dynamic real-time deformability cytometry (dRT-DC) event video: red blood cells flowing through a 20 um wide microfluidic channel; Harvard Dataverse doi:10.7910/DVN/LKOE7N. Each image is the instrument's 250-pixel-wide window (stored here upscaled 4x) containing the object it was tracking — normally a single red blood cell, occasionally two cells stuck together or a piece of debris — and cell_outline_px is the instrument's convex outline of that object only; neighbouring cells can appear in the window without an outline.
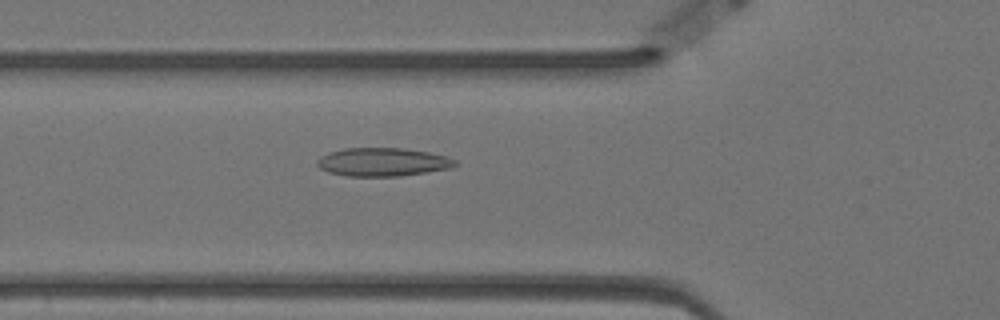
{"species": "Egyptian fruit bat (a non-hibernating species)", "species_latin": "Rousettus aegyptiacus", "temperature_condition": "warm", "stored_images_in_passage": 48, "camera_frame_rate_fps": 3000, "um_per_image_px": 0.085, "animal": {"sex": "female"}, "frame": {"image": 1, "passage_image": 10, "time_ms": 3.0, "image_size_px": [1000, 320], "cell_outline_px": [[456, 164], [452, 168], [428, 172], [400, 176], [348, 176], [328, 172], [320, 168], [316, 164], [316, 160], [320, 156], [328, 152], [344, 148], [404, 148], [428, 152], [444, 156], [456, 160]], "centroid_in_image_um": [32.5, 13.77], "position_along_channel_um": 93.3, "area_um2": 22.89}}
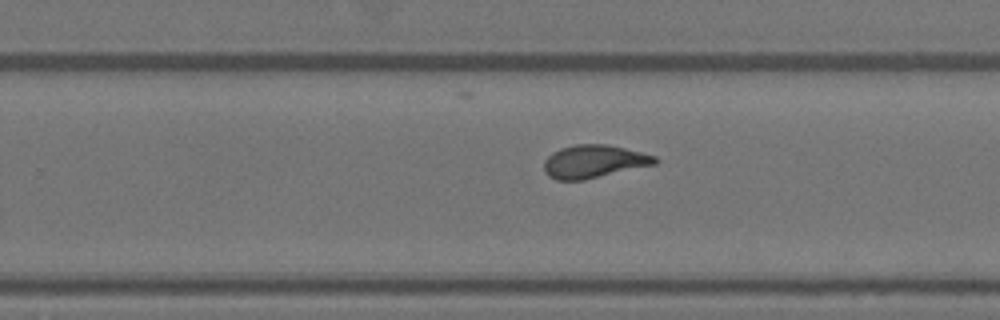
{"frame": {"image": 2, "passage_image": 26, "time_ms": 8.333, "image_size_px": [1000, 320], "cell_outline_px": [[660, 160], [656, 164], [584, 180], [556, 180], [548, 176], [544, 172], [544, 160], [552, 152], [560, 148], [576, 144], [608, 144], [656, 156]], "centroid_in_image_um": [50.47, 13.73], "position_along_channel_um": 279.3, "area_um2": 21.44}}
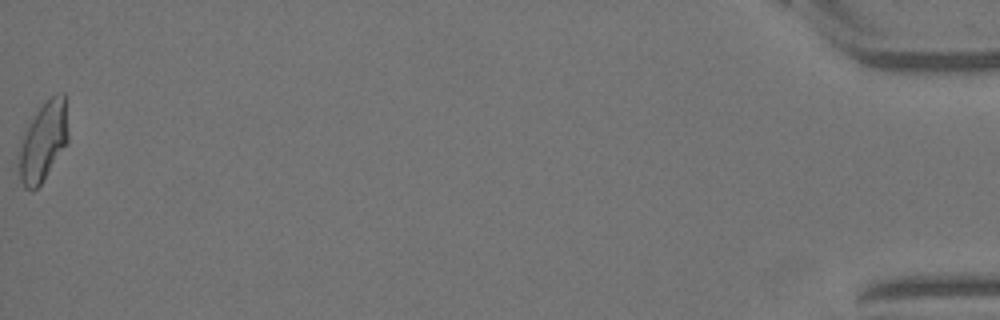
{"frame": {"image": 3, "passage_image": 48, "time_ms": 15.667, "image_size_px": [1000, 320], "cell_outline_px": [[68, 140], [40, 184], [32, 192], [24, 188], [20, 180], [20, 152], [24, 132], [40, 108], [52, 96], [60, 92], [64, 92], [68, 128]], "centroid_in_image_um": [3.69, 12.03], "position_along_channel_um": 431.5, "area_um2": 21.85}, "authors_computed_cell_mechanics": {"area_um2": 21.3571, "velocity_mm_per_s": 3.4801, "shape_relaxation_time_tau1_ms": 9.0263, "shape_relaxation_time_tau2_ms": 1.3707, "deformation_change_tau1": 0.216, "deformation_change_tau2": 0.0824}}